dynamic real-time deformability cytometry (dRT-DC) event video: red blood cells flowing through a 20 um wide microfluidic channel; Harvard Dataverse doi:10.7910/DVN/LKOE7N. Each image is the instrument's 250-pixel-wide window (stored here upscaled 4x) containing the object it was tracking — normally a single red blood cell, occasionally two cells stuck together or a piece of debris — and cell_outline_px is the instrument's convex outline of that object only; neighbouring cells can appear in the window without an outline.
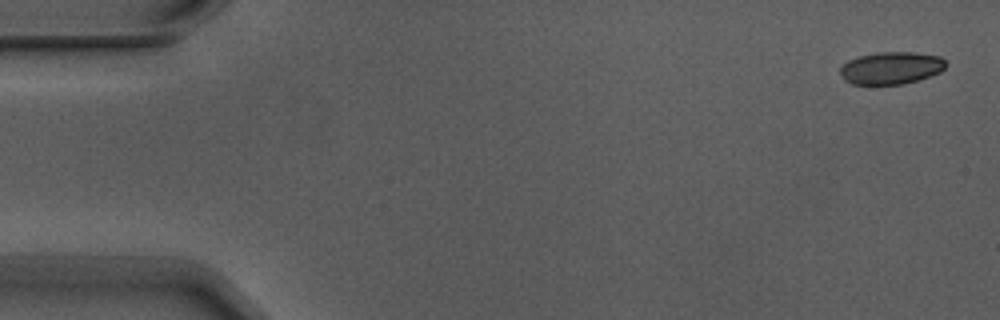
{"species": "Egyptian fruit bat (a non-hibernating species)", "species_latin": "Rousettus aegyptiacus", "temperature_condition": "warm", "stored_images_in_passage": 4, "camera_frame_rate_fps": 3000, "um_per_image_px": 0.085, "animal": {"sex": "male"}, "frame": {"image": 1, "passage_image": 1, "time_ms": 0.0, "image_size_px": [1000, 320], "cell_outline_px": [[944, 68], [940, 72], [904, 84], [852, 84], [844, 80], [840, 72], [840, 68], [848, 60], [860, 56], [876, 52], [916, 52], [940, 56], [944, 60]], "centroid_in_image_um": [75.72, 5.77], "position_along_channel_um": 9.3, "area_um2": 19.77}}
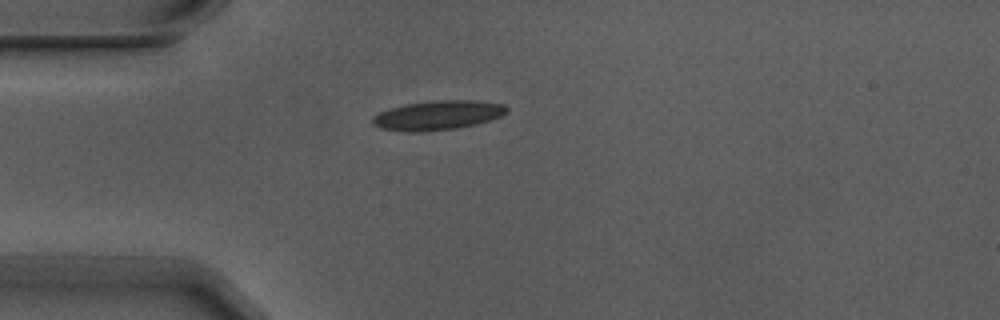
{"frame": {"image": 2, "passage_image": 4, "time_ms": 1.0, "image_size_px": [1000, 320], "cell_outline_px": [[508, 112], [500, 116], [476, 124], [456, 128], [420, 132], [408, 132], [380, 128], [372, 124], [372, 116], [380, 112], [392, 108], [408, 104], [432, 100], [476, 100], [504, 104], [508, 108]], "centroid_in_image_um": [37.21, 9.79], "position_along_channel_um": 47.8, "area_um2": 22.89}}